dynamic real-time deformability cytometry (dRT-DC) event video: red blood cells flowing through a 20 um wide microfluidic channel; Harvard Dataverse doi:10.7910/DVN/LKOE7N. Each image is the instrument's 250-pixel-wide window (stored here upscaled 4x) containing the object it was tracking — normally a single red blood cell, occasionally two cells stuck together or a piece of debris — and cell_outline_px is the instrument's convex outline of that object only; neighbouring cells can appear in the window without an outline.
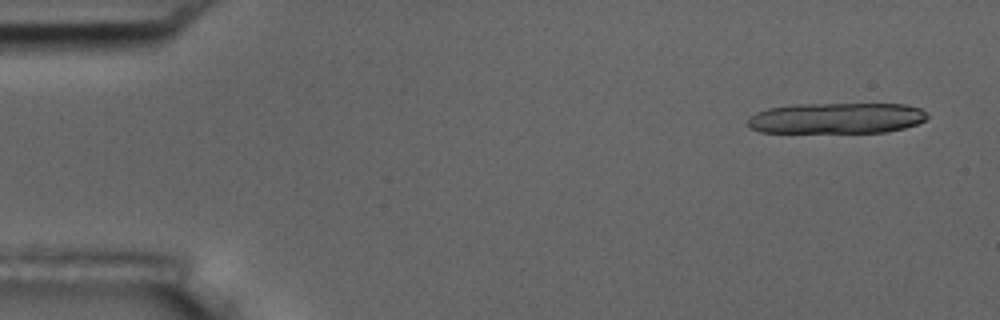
{"species": "common noctule bat (a hibernating species)", "species_latin": "Nyctalus noctula", "temperature_condition": "room temperature", "stored_images_in_passage": 5, "camera_frame_rate_fps": 3000, "um_per_image_px": 0.085, "animal": {"sex": "male", "body_mass_g": 17.5, "forearm_length_mm": 52.3}, "frame": {"image": 1, "passage_image": 1, "time_ms": 0.0, "image_size_px": [1000, 320], "cell_outline_px": [[928, 116], [924, 120], [916, 124], [904, 128], [888, 132], [760, 132], [752, 128], [748, 124], [748, 120], [756, 112], [768, 108], [792, 104], [904, 104], [920, 108]], "centroid_in_image_um": [71.11, 10.04], "position_along_channel_um": 13.9, "area_um2": 32.14}}
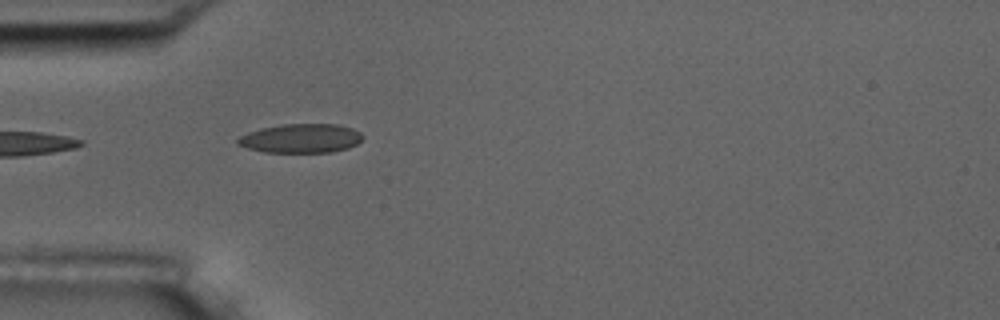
{"frame": {"image": 2, "passage_image": 5, "time_ms": 4.667, "image_size_px": [1000, 320], "cell_outline_px": [[364, 136], [356, 144], [348, 148], [332, 152], [264, 152], [248, 148], [236, 144], [236, 140], [240, 136], [248, 132], [260, 128], [280, 124], [336, 124], [352, 128], [360, 132]], "centroid_in_image_um": [25.56, 11.75], "position_along_channel_um": 59.4, "area_um2": 21.21}}